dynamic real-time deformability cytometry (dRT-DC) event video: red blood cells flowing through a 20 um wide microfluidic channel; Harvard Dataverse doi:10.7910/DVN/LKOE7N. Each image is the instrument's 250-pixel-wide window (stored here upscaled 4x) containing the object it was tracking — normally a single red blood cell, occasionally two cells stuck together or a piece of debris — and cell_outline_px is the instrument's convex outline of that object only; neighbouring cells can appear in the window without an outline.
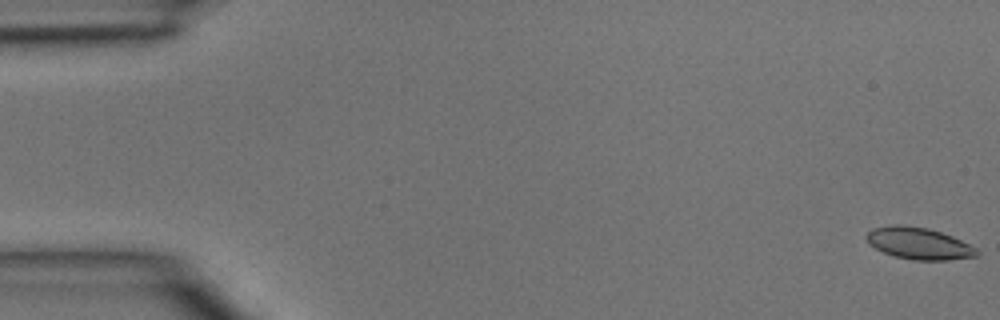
{"species": "common noctule bat (a hibernating species)", "species_latin": "Nyctalus noctula", "temperature_condition": "room temperature", "stored_images_in_passage": 5, "camera_frame_rate_fps": 3000, "um_per_image_px": 0.085, "animal": {"sex": "male", "body_mass_g": 15.6}, "frame": {"image": 1, "passage_image": 1, "time_ms": 0.0, "image_size_px": [1000, 320], "cell_outline_px": [[980, 256], [948, 260], [912, 260], [896, 256], [884, 252], [868, 244], [868, 232], [872, 228], [892, 224], [904, 224], [928, 228], [952, 236], [976, 248], [980, 252]], "centroid_in_image_um": [78.12, 20.68], "position_along_channel_um": 6.9, "area_um2": 20.46}}